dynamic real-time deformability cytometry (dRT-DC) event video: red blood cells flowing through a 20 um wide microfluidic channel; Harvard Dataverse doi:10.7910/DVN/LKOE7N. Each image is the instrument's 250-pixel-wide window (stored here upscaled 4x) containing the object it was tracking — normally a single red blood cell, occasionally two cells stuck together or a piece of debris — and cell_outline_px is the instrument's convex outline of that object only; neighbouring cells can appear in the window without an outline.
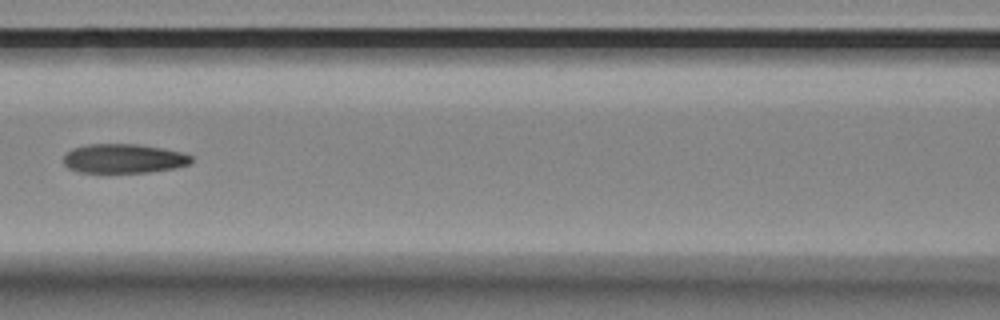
{"species": "Egyptian fruit bat (a non-hibernating species)", "species_latin": "Rousettus aegyptiacus", "temperature_condition": "room temperature", "stored_images_in_passage": 9, "camera_frame_rate_fps": 3000, "um_per_image_px": 0.085, "animal": {"sex": "female"}, "frame": {"image": 1, "passage_image": 6, "time_ms": 1.667, "image_size_px": [1000, 320], "cell_outline_px": [[192, 160], [188, 164], [176, 168], [148, 172], [80, 172], [68, 168], [64, 164], [64, 156], [72, 148], [88, 144], [136, 144], [164, 148], [180, 152], [192, 156]], "centroid_in_image_um": [10.51, 13.47], "position_along_channel_um": 156.1, "area_um2": 21.68}}
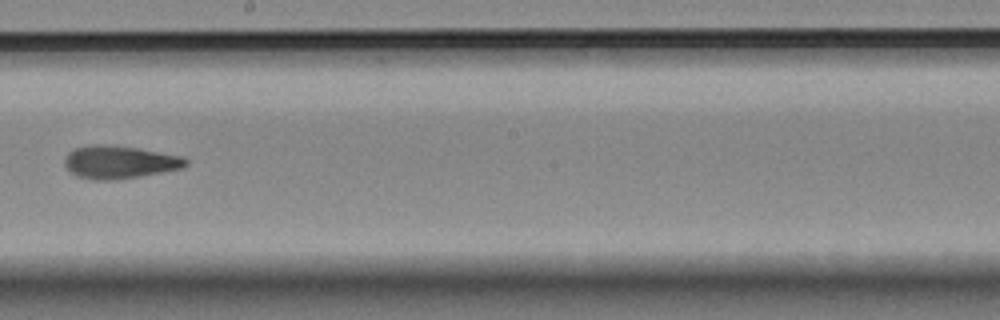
{"frame": {"image": 2, "passage_image": 8, "time_ms": 2.333, "image_size_px": [1000, 320], "cell_outline_px": [[188, 164], [184, 168], [140, 176], [116, 180], [92, 180], [80, 176], [72, 172], [64, 164], [64, 160], [68, 152], [76, 148], [88, 144], [104, 144], [136, 148], [184, 156], [188, 160]], "centroid_in_image_um": [10.18, 13.77], "position_along_channel_um": 238.0, "area_um2": 23.24}}